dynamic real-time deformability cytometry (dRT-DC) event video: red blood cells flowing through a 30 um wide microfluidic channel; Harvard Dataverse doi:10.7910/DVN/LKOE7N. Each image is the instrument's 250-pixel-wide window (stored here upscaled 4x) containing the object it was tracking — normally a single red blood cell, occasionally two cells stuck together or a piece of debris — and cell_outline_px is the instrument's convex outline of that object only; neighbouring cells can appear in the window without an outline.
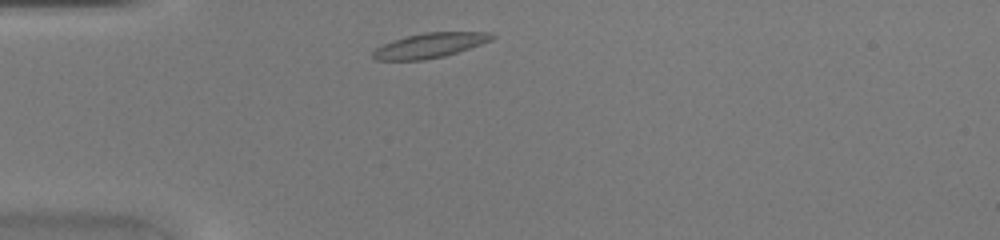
{"species": "common noctule bat (a hibernating species)", "species_latin": "Nyctalus noctula", "temperature_condition": "warm", "stored_images_in_passage": 36, "camera_frame_rate_fps": 3000, "um_per_image_px": 0.085, "animal": {"sex": "female", "body_mass_g": 20.0, "forearm_length_mm": 54.0}, "frame": {"image": 1, "passage_image": 2, "time_ms": 0.333, "image_size_px": [1000, 240], "cell_outline_px": [[496, 36], [492, 40], [444, 56], [424, 60], [376, 60], [372, 56], [372, 52], [376, 48], [384, 44], [408, 36], [424, 32], [492, 32]], "centroid_in_image_um": [36.55, 3.86], "position_along_channel_um": 48.4, "area_um2": 16.94}}
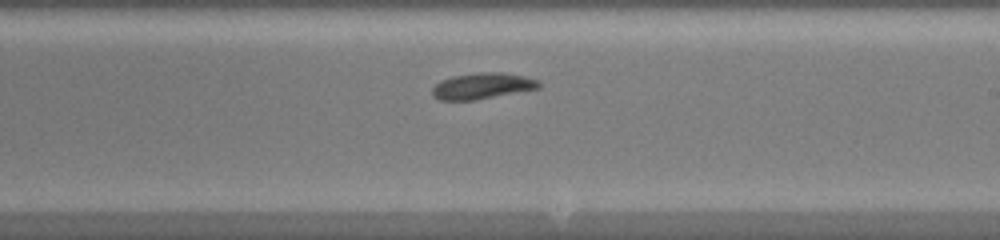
{"frame": {"image": 2, "passage_image": 17, "time_ms": 5.333, "image_size_px": [1000, 240], "cell_outline_px": [[540, 88], [476, 100], [440, 100], [432, 96], [432, 88], [440, 80], [452, 76], [480, 72], [504, 72], [524, 76], [540, 80]], "centroid_in_image_um": [41.0, 7.3], "position_along_channel_um": 248.0, "area_um2": 16.36}}
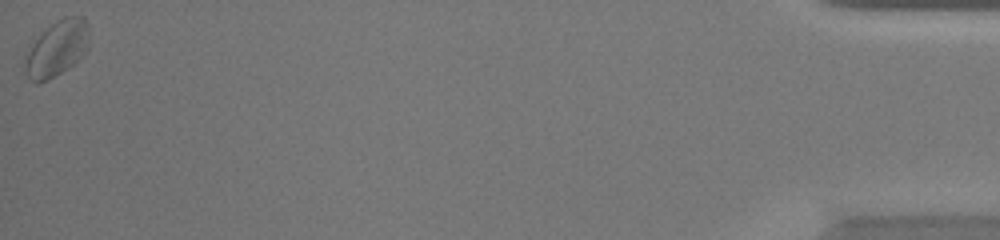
{"frame": {"image": 3, "passage_image": 36, "time_ms": 11.667, "image_size_px": [1000, 240], "cell_outline_px": [[88, 48], [68, 68], [48, 80], [36, 84], [24, 72], [24, 60], [32, 44], [56, 20], [64, 16], [80, 16], [88, 24]], "centroid_in_image_um": [4.83, 4.14], "position_along_channel_um": 430.4, "area_um2": 20.35}}